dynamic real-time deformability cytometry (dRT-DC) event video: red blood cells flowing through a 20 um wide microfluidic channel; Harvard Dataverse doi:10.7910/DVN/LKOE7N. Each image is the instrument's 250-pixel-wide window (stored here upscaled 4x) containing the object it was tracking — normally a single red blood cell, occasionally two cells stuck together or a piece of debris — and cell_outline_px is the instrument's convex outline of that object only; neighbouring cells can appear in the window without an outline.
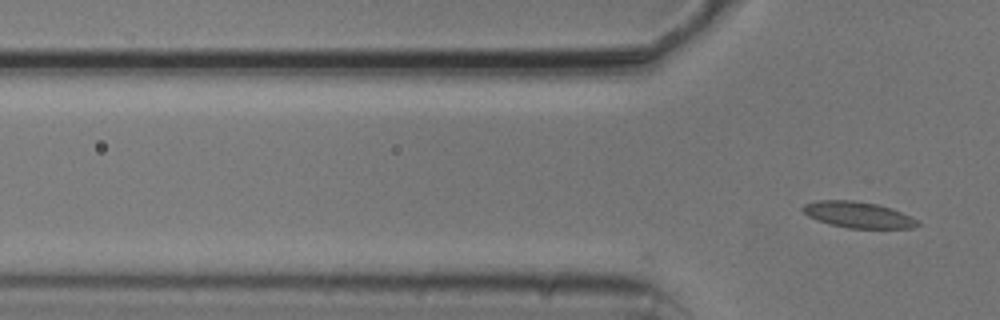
{"species": "common noctule bat (a hibernating species)", "species_latin": "Nyctalus noctula", "temperature_condition": "cold", "stored_images_in_passage": 4, "camera_frame_rate_fps": 3000, "um_per_image_px": 0.085, "animal": {"sex": "male", "body_mass_g": 20.5, "forearm_length_mm": 52.5}, "frame": {"image": 1, "passage_image": 4, "time_ms": 1.0, "image_size_px": [1000, 320], "cell_outline_px": [[920, 224], [912, 228], [848, 228], [828, 224], [816, 220], [808, 216], [800, 208], [804, 204], [816, 200], [852, 200], [876, 204], [892, 208], [912, 216]], "centroid_in_image_um": [72.91, 18.25], "position_along_channel_um": 52.9, "area_um2": 17.57}}